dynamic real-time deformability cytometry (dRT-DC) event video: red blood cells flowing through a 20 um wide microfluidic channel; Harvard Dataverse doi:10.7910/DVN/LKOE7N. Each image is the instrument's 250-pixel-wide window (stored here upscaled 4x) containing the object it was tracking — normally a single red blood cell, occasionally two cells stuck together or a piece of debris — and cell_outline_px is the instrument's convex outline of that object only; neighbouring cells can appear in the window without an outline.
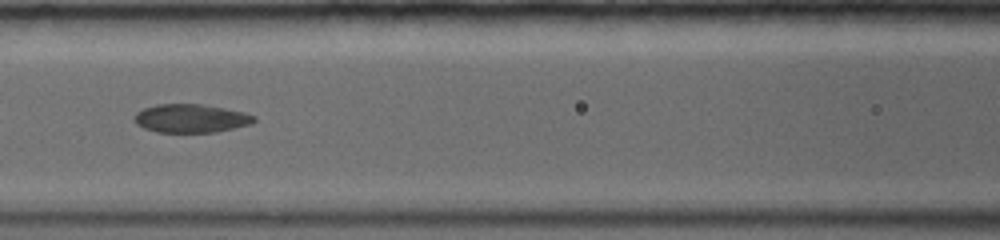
{"species": "common noctule bat (a hibernating species)", "species_latin": "Nyctalus noctula", "temperature_condition": "warm", "stored_images_in_passage": 15, "camera_frame_rate_fps": 5000, "um_per_image_px": 0.085, "animal": {"sex": "female", "body_mass_g": 19.0, "forearm_length_mm": 56.7}, "frame": {"image": 1, "passage_image": 5, "time_ms": 3.2, "image_size_px": [1000, 240], "cell_outline_px": [[256, 120], [252, 124], [216, 132], [156, 132], [144, 128], [136, 124], [132, 120], [136, 112], [144, 108], [156, 104], [200, 104], [224, 108], [244, 112], [256, 116]], "centroid_in_image_um": [16.21, 10.06], "position_along_channel_um": 150.4, "area_um2": 20.0}}